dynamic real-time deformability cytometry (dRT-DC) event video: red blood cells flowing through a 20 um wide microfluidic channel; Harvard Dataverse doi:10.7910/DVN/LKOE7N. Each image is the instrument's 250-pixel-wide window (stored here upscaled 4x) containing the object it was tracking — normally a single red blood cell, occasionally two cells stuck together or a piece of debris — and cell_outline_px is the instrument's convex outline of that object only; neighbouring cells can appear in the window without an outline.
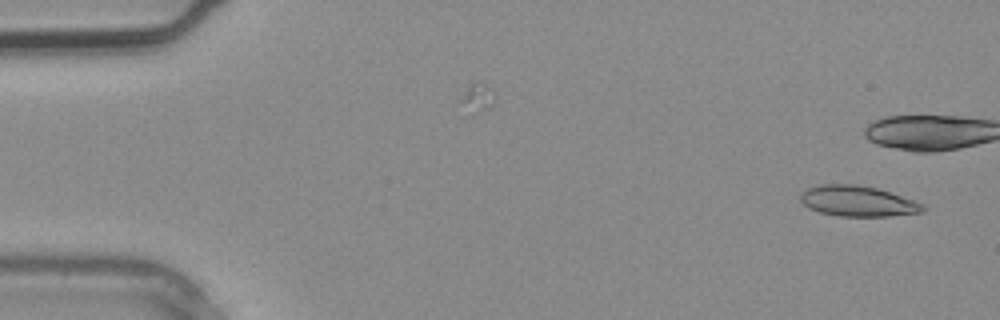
{"species": "common noctule bat (a hibernating species)", "species_latin": "Nyctalus noctula", "temperature_condition": "warm", "stored_images_in_passage": 2, "camera_frame_rate_fps": 3000, "um_per_image_px": 0.085, "animal": {"sex": "male", "body_mass_g": 20.4}, "frame": {"image": 1, "passage_image": 2, "time_ms": 0.333, "image_size_px": [1000, 320], "cell_outline_px": [[924, 212], [892, 216], [840, 216], [820, 212], [808, 208], [800, 200], [800, 192], [808, 188], [820, 184], [856, 184], [876, 188], [924, 204]], "centroid_in_image_um": [72.87, 17.1], "position_along_channel_um": 12.1, "area_um2": 21.73}}